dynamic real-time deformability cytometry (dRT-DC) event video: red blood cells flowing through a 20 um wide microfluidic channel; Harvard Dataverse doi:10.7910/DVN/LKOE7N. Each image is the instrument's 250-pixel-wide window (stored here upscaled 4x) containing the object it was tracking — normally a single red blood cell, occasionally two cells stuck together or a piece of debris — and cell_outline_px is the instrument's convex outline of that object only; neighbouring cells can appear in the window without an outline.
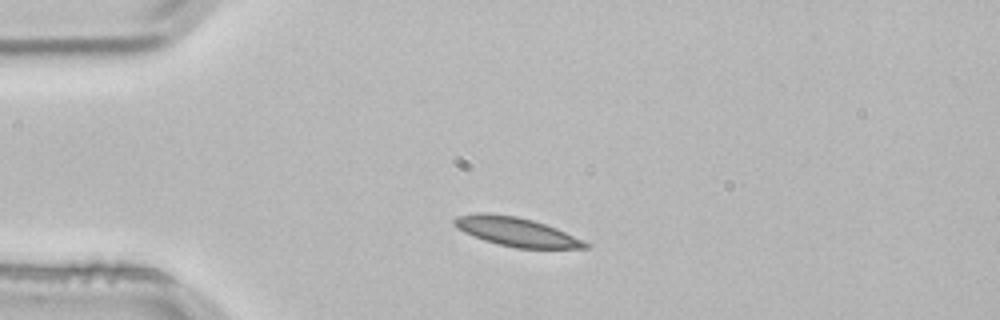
{"species": "common noctule bat (a hibernating species)", "species_latin": "Nyctalus noctula", "temperature_condition": "room temperature", "stored_images_in_passage": 2, "camera_frame_rate_fps": 3000, "um_per_image_px": 0.085, "animal": {"sex": "male", "body_mass_g": 21.5, "forearm_length_mm": 52.0}, "frame": {"image": 1, "passage_image": 1, "time_ms": 0.0, "image_size_px": [1000, 320], "cell_outline_px": [[592, 244], [588, 248], [516, 248], [484, 240], [472, 236], [456, 228], [452, 224], [452, 220], [456, 216], [476, 212], [488, 212], [516, 216], [532, 220], [556, 228], [584, 240]], "centroid_in_image_um": [43.84, 19.68], "position_along_channel_um": 41.2, "area_um2": 22.25}}